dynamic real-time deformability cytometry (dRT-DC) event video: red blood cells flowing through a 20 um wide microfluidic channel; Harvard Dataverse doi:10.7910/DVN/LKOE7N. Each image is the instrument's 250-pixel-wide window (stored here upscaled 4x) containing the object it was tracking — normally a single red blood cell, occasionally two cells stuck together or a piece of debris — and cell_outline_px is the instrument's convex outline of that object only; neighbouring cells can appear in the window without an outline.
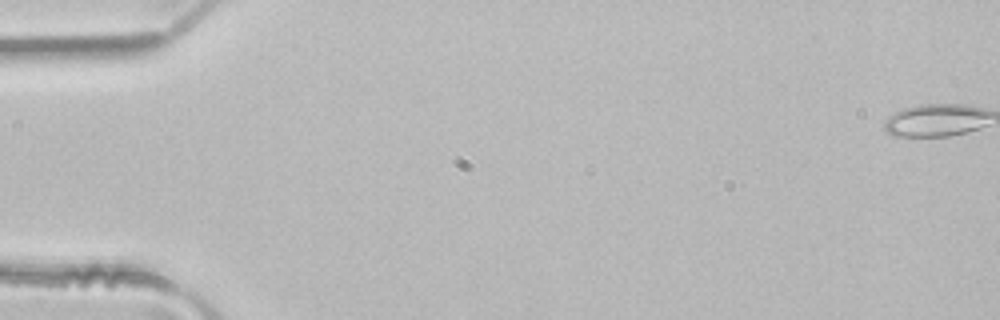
{"species": "common noctule bat (a hibernating species)", "species_latin": "Nyctalus noctula", "temperature_condition": "room temperature", "stored_images_in_passage": 50, "camera_frame_rate_fps": 3000, "um_per_image_px": 0.085, "animal": {"sex": "male", "body_mass_g": 21.5, "forearm_length_mm": 52.0}, "frame": {"image": 1, "passage_image": 1, "time_ms": 0.0, "image_size_px": [1000, 320], "cell_outline_px": [[984, 116], [976, 128], [964, 132], [944, 136], [908, 136], [892, 132], [888, 128], [888, 124], [904, 112], [920, 108], [972, 108], [984, 112]], "centroid_in_image_um": [79.58, 10.35], "position_along_channel_um": 5.4, "area_um2": 15.84}}
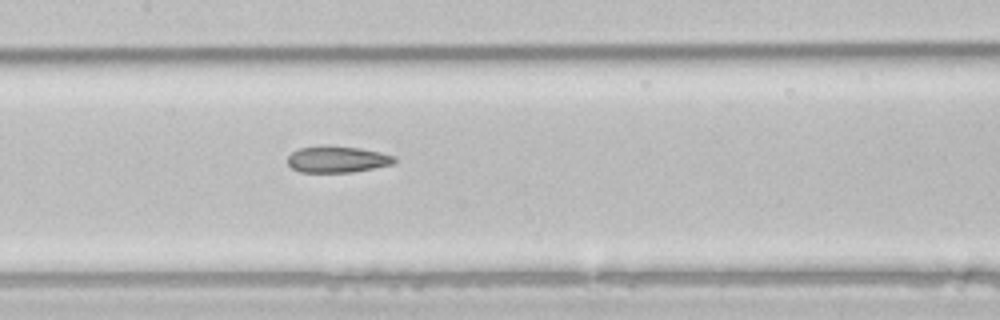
{"frame": {"image": 2, "passage_image": 25, "time_ms": 8.0, "image_size_px": [1000, 320], "cell_outline_px": [[396, 160], [388, 164], [348, 172], [304, 172], [292, 168], [288, 164], [288, 156], [292, 152], [300, 148], [356, 148], [376, 152], [392, 156]], "centroid_in_image_um": [28.57, 13.58], "position_along_channel_um": 178.8, "area_um2": 15.09}}
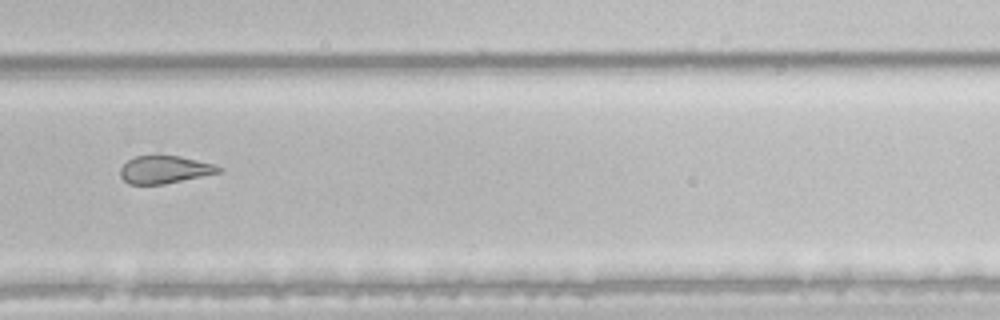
{"frame": {"image": 3, "passage_image": 35, "time_ms": 11.333, "image_size_px": [1000, 320], "cell_outline_px": [[220, 172], [160, 184], [132, 184], [124, 180], [120, 176], [120, 168], [128, 160], [136, 156], [176, 156], [208, 164], [220, 168]], "centroid_in_image_um": [13.87, 14.42], "position_along_channel_um": 315.9, "area_um2": 14.97}, "authors_computed_cell_mechanics": {"area_um2": 16.2129, "velocity_mm_per_s": 4.1408, "shape_relaxation_time_tau1_ms": null, "shape_relaxation_time_tau2_ms": 2.8325, "deformation_change_tau1": null, "deformation_change_tau2": 0.1215}}